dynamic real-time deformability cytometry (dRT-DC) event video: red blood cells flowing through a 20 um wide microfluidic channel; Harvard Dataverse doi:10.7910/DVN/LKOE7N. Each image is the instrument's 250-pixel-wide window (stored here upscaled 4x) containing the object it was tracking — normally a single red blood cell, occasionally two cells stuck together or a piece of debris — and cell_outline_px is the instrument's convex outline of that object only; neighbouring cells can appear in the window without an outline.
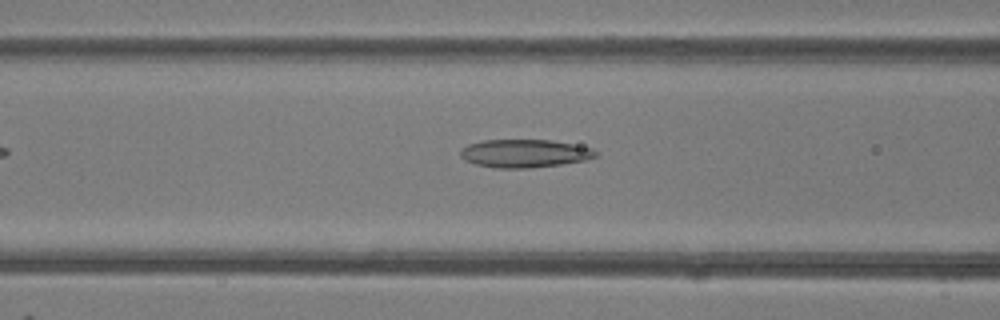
{"species": "common noctule bat (a hibernating species)", "species_latin": "Nyctalus noctula", "temperature_condition": "room temperature", "stored_images_in_passage": 8, "camera_frame_rate_fps": 3000, "um_per_image_px": 0.085, "animal": {"sex": "female"}, "frame": {"image": 1, "passage_image": 6, "time_ms": 1.667, "image_size_px": [1000, 320], "cell_outline_px": [[600, 156], [588, 160], [560, 164], [528, 168], [496, 168], [476, 164], [464, 160], [460, 156], [460, 148], [468, 144], [484, 140], [552, 140], [592, 148]], "centroid_in_image_um": [44.59, 13.04], "position_along_channel_um": 122.0, "area_um2": 22.25}}